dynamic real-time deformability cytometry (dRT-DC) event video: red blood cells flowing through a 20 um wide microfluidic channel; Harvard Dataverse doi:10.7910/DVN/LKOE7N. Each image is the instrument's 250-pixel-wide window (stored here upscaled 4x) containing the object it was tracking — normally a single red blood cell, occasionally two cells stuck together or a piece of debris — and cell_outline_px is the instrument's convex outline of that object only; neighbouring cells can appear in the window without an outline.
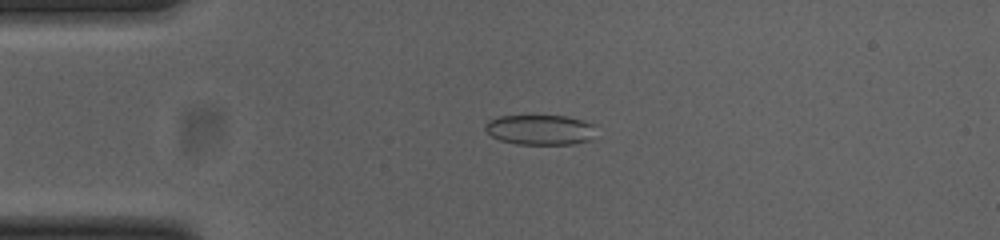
{"species": "common noctule bat (a hibernating species)", "species_latin": "Nyctalus noctula", "temperature_condition": "cold", "stored_images_in_passage": 52, "camera_frame_rate_fps": 3000, "um_per_image_px": 0.085, "animal": {"sex": "female", "body_mass_g": 23.0, "forearm_length_mm": 53.4}, "frame": {"image": 1, "passage_image": 12, "time_ms": 3.667, "image_size_px": [1000, 240], "cell_outline_px": [[596, 124], [588, 140], [572, 144], [516, 144], [500, 140], [492, 136], [484, 128], [484, 124], [488, 120], [500, 116], [568, 116], [584, 120]], "centroid_in_image_um": [45.88, 11.02], "position_along_channel_um": 39.1, "area_um2": 19.36}}
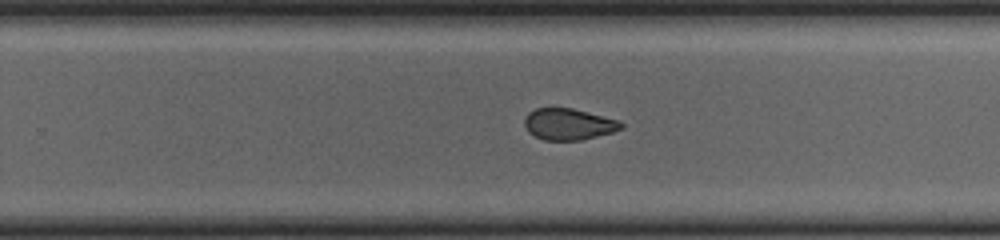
{"frame": {"image": 2, "passage_image": 33, "time_ms": 10.667, "image_size_px": [1000, 240], "cell_outline_px": [[624, 128], [612, 132], [580, 140], [544, 140], [528, 132], [524, 124], [524, 116], [528, 112], [536, 108], [572, 108], [620, 120], [624, 124]], "centroid_in_image_um": [48.33, 10.55], "position_along_channel_um": 281.5, "area_um2": 17.74}}
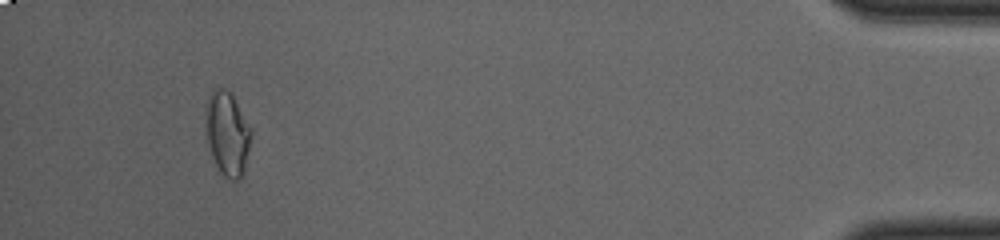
{"frame": {"image": 3, "passage_image": 49, "time_ms": 16.0, "image_size_px": [1000, 240], "cell_outline_px": [[252, 132], [244, 176], [236, 180], [228, 180], [220, 172], [212, 156], [204, 136], [204, 104], [212, 88], [224, 88], [232, 92], [252, 128]], "centroid_in_image_um": [19.29, 11.31], "position_along_channel_um": 415.9, "area_um2": 23.41}, "authors_computed_cell_mechanics": {"area_um2": 19.4786, "velocity_mm_per_s": 3.8585, "shape_relaxation_time_tau1_ms": null, "shape_relaxation_time_tau2_ms": 2.1721, "deformation_change_tau1": null, "deformation_change_tau2": 0.0723}}